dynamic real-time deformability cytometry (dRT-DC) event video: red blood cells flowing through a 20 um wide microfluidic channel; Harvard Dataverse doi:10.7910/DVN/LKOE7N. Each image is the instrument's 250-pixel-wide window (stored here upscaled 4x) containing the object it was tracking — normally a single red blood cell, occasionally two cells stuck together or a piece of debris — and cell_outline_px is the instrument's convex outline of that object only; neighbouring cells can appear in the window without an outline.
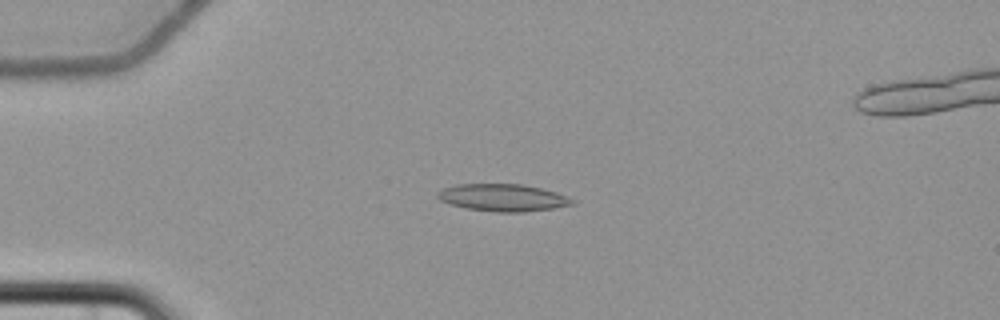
{"species": "common noctule bat (a hibernating species)", "species_latin": "Nyctalus noctula", "temperature_condition": "cold", "stored_images_in_passage": 8, "camera_frame_rate_fps": 3000, "um_per_image_px": 0.085, "animal": {"sex": "female", "body_mass_g": 22.7, "forearm_length_mm": 54.2}, "frame": {"image": 1, "passage_image": 4, "time_ms": 3.667, "image_size_px": [1000, 320], "cell_outline_px": [[576, 204], [552, 208], [524, 212], [496, 212], [464, 208], [440, 200], [436, 196], [436, 192], [444, 188], [456, 184], [524, 184], [556, 192], [576, 200]], "centroid_in_image_um": [42.75, 16.8], "position_along_channel_um": 42.3, "area_um2": 21.44}}
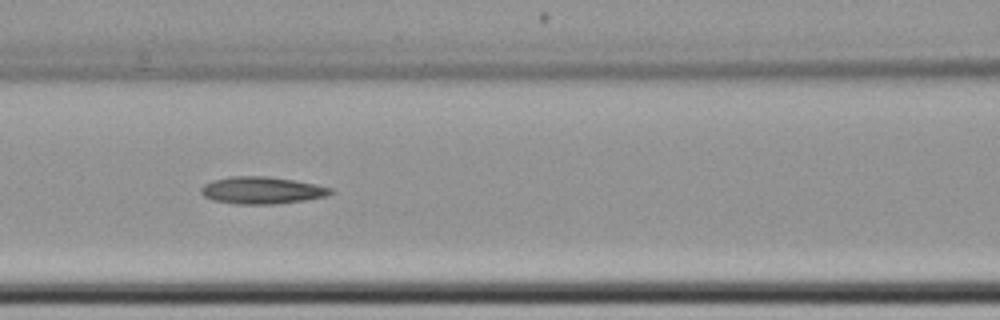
{"frame": {"image": 2, "passage_image": 7, "time_ms": 7.333, "image_size_px": [1000, 320], "cell_outline_px": [[336, 192], [328, 196], [304, 200], [276, 204], [236, 204], [212, 200], [204, 196], [200, 192], [200, 188], [204, 184], [212, 180], [228, 176], [268, 176], [296, 180], [332, 188]], "centroid_in_image_um": [22.26, 16.17], "position_along_channel_um": 144.3, "area_um2": 20.75}}
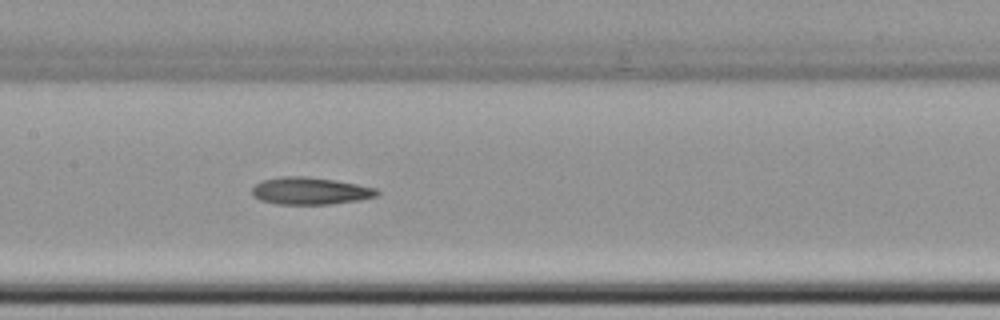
{"frame": {"image": 3, "passage_image": 8, "time_ms": 8.333, "image_size_px": [1000, 320], "cell_outline_px": [[380, 192], [376, 196], [360, 200], [332, 204], [276, 204], [260, 200], [252, 196], [252, 188], [256, 184], [264, 180], [280, 176], [308, 176], [336, 180], [376, 188]], "centroid_in_image_um": [26.36, 16.23], "position_along_channel_um": 181.0, "area_um2": 19.94}}